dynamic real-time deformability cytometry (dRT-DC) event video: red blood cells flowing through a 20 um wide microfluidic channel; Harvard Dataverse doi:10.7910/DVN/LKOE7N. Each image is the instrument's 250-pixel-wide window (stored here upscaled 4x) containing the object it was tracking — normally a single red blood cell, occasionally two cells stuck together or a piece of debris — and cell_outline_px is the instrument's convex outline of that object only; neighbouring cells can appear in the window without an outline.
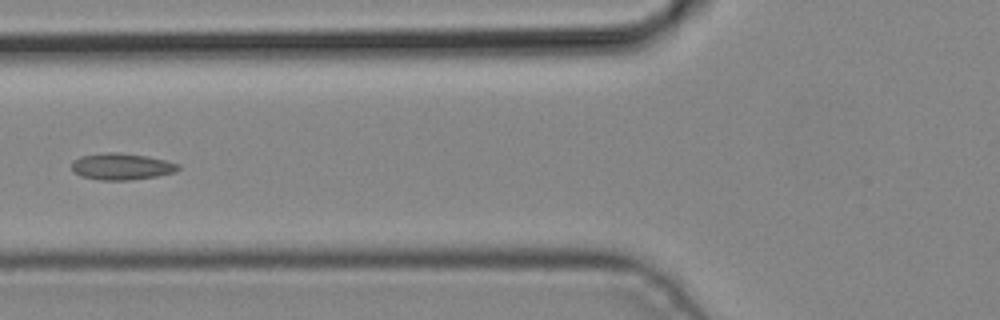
{"species": "common noctule bat (a hibernating species)", "species_latin": "Nyctalus noctula", "temperature_condition": "cold", "stored_images_in_passage": 3, "camera_frame_rate_fps": 3000, "um_per_image_px": 0.085, "animal": {"sex": "male", "body_mass_g": 19.2, "forearm_length_mm": 51.8}, "frame": {"image": 1, "passage_image": 2, "time_ms": 0.333, "image_size_px": [1000, 320], "cell_outline_px": [[180, 168], [176, 172], [156, 176], [132, 180], [100, 180], [80, 176], [72, 168], [72, 160], [80, 156], [104, 152], [116, 152], [148, 156], [180, 164]], "centroid_in_image_um": [10.33, 14.15], "position_along_channel_um": 115.5, "area_um2": 16.59}}
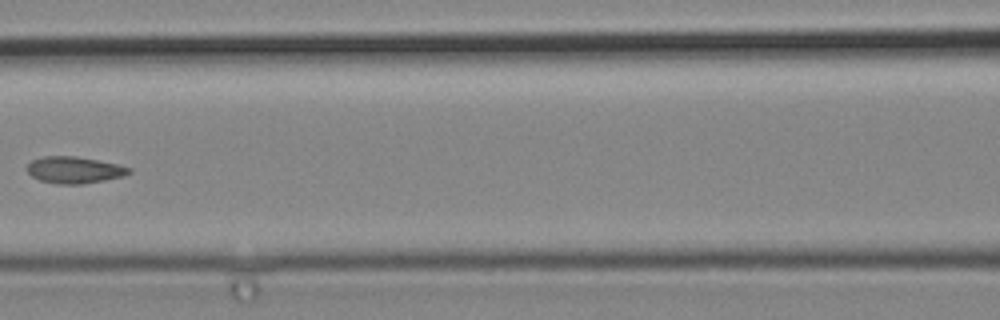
{"frame": {"image": 2, "passage_image": 3, "time_ms": 0.667, "image_size_px": [1000, 320], "cell_outline_px": [[132, 172], [124, 176], [84, 184], [56, 184], [40, 180], [32, 176], [28, 172], [28, 164], [32, 160], [44, 156], [76, 156], [116, 164], [132, 168]], "centroid_in_image_um": [6.33, 14.45], "position_along_channel_um": 160.3, "area_um2": 15.78}}